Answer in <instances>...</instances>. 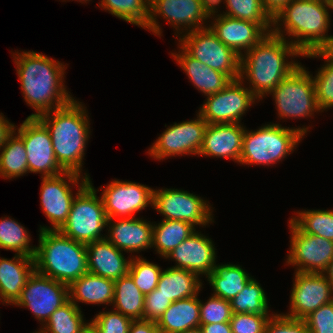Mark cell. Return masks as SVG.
Instances as JSON below:
<instances>
[{"instance_id":"20","label":"cell","mask_w":333,"mask_h":333,"mask_svg":"<svg viewBox=\"0 0 333 333\" xmlns=\"http://www.w3.org/2000/svg\"><path fill=\"white\" fill-rule=\"evenodd\" d=\"M215 13L218 11L212 9L209 18L213 21L208 26L223 44L240 57L268 34L255 22Z\"/></svg>"},{"instance_id":"55","label":"cell","mask_w":333,"mask_h":333,"mask_svg":"<svg viewBox=\"0 0 333 333\" xmlns=\"http://www.w3.org/2000/svg\"><path fill=\"white\" fill-rule=\"evenodd\" d=\"M181 333H203V332H202L200 327H197V328L186 330V331L181 332Z\"/></svg>"},{"instance_id":"46","label":"cell","mask_w":333,"mask_h":333,"mask_svg":"<svg viewBox=\"0 0 333 333\" xmlns=\"http://www.w3.org/2000/svg\"><path fill=\"white\" fill-rule=\"evenodd\" d=\"M304 320L310 333H333V301L322 305Z\"/></svg>"},{"instance_id":"8","label":"cell","mask_w":333,"mask_h":333,"mask_svg":"<svg viewBox=\"0 0 333 333\" xmlns=\"http://www.w3.org/2000/svg\"><path fill=\"white\" fill-rule=\"evenodd\" d=\"M280 119L311 118L322 112L317 104L312 74L301 64L270 93Z\"/></svg>"},{"instance_id":"47","label":"cell","mask_w":333,"mask_h":333,"mask_svg":"<svg viewBox=\"0 0 333 333\" xmlns=\"http://www.w3.org/2000/svg\"><path fill=\"white\" fill-rule=\"evenodd\" d=\"M171 304L167 297L158 293L157 288L154 289L145 295L143 319L157 322Z\"/></svg>"},{"instance_id":"14","label":"cell","mask_w":333,"mask_h":333,"mask_svg":"<svg viewBox=\"0 0 333 333\" xmlns=\"http://www.w3.org/2000/svg\"><path fill=\"white\" fill-rule=\"evenodd\" d=\"M68 300L69 285L34 271L13 305L30 309L43 326L51 314Z\"/></svg>"},{"instance_id":"57","label":"cell","mask_w":333,"mask_h":333,"mask_svg":"<svg viewBox=\"0 0 333 333\" xmlns=\"http://www.w3.org/2000/svg\"><path fill=\"white\" fill-rule=\"evenodd\" d=\"M328 5H329L330 10H333V0H329Z\"/></svg>"},{"instance_id":"30","label":"cell","mask_w":333,"mask_h":333,"mask_svg":"<svg viewBox=\"0 0 333 333\" xmlns=\"http://www.w3.org/2000/svg\"><path fill=\"white\" fill-rule=\"evenodd\" d=\"M212 286L213 296L231 301L252 278L240 265L216 264L214 270L206 277Z\"/></svg>"},{"instance_id":"4","label":"cell","mask_w":333,"mask_h":333,"mask_svg":"<svg viewBox=\"0 0 333 333\" xmlns=\"http://www.w3.org/2000/svg\"><path fill=\"white\" fill-rule=\"evenodd\" d=\"M329 10L326 1L291 0L273 18L272 32L284 39L291 36L288 41L303 55L320 50L330 37Z\"/></svg>"},{"instance_id":"40","label":"cell","mask_w":333,"mask_h":333,"mask_svg":"<svg viewBox=\"0 0 333 333\" xmlns=\"http://www.w3.org/2000/svg\"><path fill=\"white\" fill-rule=\"evenodd\" d=\"M307 58H322L324 65L318 69L315 77V93L319 109L323 112L333 107V61L328 59L320 50L304 54ZM326 62V63H325Z\"/></svg>"},{"instance_id":"16","label":"cell","mask_w":333,"mask_h":333,"mask_svg":"<svg viewBox=\"0 0 333 333\" xmlns=\"http://www.w3.org/2000/svg\"><path fill=\"white\" fill-rule=\"evenodd\" d=\"M14 132L24 142L29 173H40L42 178L64 172L55 158L49 130L38 118L27 117Z\"/></svg>"},{"instance_id":"49","label":"cell","mask_w":333,"mask_h":333,"mask_svg":"<svg viewBox=\"0 0 333 333\" xmlns=\"http://www.w3.org/2000/svg\"><path fill=\"white\" fill-rule=\"evenodd\" d=\"M15 126L0 113V148L7 142V139L14 133Z\"/></svg>"},{"instance_id":"58","label":"cell","mask_w":333,"mask_h":333,"mask_svg":"<svg viewBox=\"0 0 333 333\" xmlns=\"http://www.w3.org/2000/svg\"><path fill=\"white\" fill-rule=\"evenodd\" d=\"M64 1V0H63ZM73 1V0H72ZM76 1V0H75ZM78 2H81V3H87V1L89 2L90 0H77Z\"/></svg>"},{"instance_id":"28","label":"cell","mask_w":333,"mask_h":333,"mask_svg":"<svg viewBox=\"0 0 333 333\" xmlns=\"http://www.w3.org/2000/svg\"><path fill=\"white\" fill-rule=\"evenodd\" d=\"M156 324L160 333H181L200 327L198 295L172 302Z\"/></svg>"},{"instance_id":"53","label":"cell","mask_w":333,"mask_h":333,"mask_svg":"<svg viewBox=\"0 0 333 333\" xmlns=\"http://www.w3.org/2000/svg\"><path fill=\"white\" fill-rule=\"evenodd\" d=\"M324 274L327 277L328 281L331 283L333 289V260L329 263Z\"/></svg>"},{"instance_id":"13","label":"cell","mask_w":333,"mask_h":333,"mask_svg":"<svg viewBox=\"0 0 333 333\" xmlns=\"http://www.w3.org/2000/svg\"><path fill=\"white\" fill-rule=\"evenodd\" d=\"M152 207L164 220H181L202 227L214 222L209 202L183 189H154Z\"/></svg>"},{"instance_id":"3","label":"cell","mask_w":333,"mask_h":333,"mask_svg":"<svg viewBox=\"0 0 333 333\" xmlns=\"http://www.w3.org/2000/svg\"><path fill=\"white\" fill-rule=\"evenodd\" d=\"M75 98L38 119L49 130L55 158L64 171L83 173L85 148L91 135L87 108Z\"/></svg>"},{"instance_id":"2","label":"cell","mask_w":333,"mask_h":333,"mask_svg":"<svg viewBox=\"0 0 333 333\" xmlns=\"http://www.w3.org/2000/svg\"><path fill=\"white\" fill-rule=\"evenodd\" d=\"M300 56L304 55L288 40L268 33L240 57L239 79L247 80L250 84L247 88L261 100L301 65L292 60Z\"/></svg>"},{"instance_id":"39","label":"cell","mask_w":333,"mask_h":333,"mask_svg":"<svg viewBox=\"0 0 333 333\" xmlns=\"http://www.w3.org/2000/svg\"><path fill=\"white\" fill-rule=\"evenodd\" d=\"M290 220L304 233L333 241V210H301Z\"/></svg>"},{"instance_id":"29","label":"cell","mask_w":333,"mask_h":333,"mask_svg":"<svg viewBox=\"0 0 333 333\" xmlns=\"http://www.w3.org/2000/svg\"><path fill=\"white\" fill-rule=\"evenodd\" d=\"M194 272L185 269L168 267L162 270L157 289L171 302L193 297L199 294L202 288V280Z\"/></svg>"},{"instance_id":"12","label":"cell","mask_w":333,"mask_h":333,"mask_svg":"<svg viewBox=\"0 0 333 333\" xmlns=\"http://www.w3.org/2000/svg\"><path fill=\"white\" fill-rule=\"evenodd\" d=\"M244 82L231 80L223 90L206 96L198 113L208 124L241 123L250 106L259 101Z\"/></svg>"},{"instance_id":"23","label":"cell","mask_w":333,"mask_h":333,"mask_svg":"<svg viewBox=\"0 0 333 333\" xmlns=\"http://www.w3.org/2000/svg\"><path fill=\"white\" fill-rule=\"evenodd\" d=\"M245 128L241 123L207 124L198 156L220 157L239 163Z\"/></svg>"},{"instance_id":"24","label":"cell","mask_w":333,"mask_h":333,"mask_svg":"<svg viewBox=\"0 0 333 333\" xmlns=\"http://www.w3.org/2000/svg\"><path fill=\"white\" fill-rule=\"evenodd\" d=\"M86 252L90 273L115 281L129 272L131 257L126 259L107 238L86 244Z\"/></svg>"},{"instance_id":"42","label":"cell","mask_w":333,"mask_h":333,"mask_svg":"<svg viewBox=\"0 0 333 333\" xmlns=\"http://www.w3.org/2000/svg\"><path fill=\"white\" fill-rule=\"evenodd\" d=\"M111 310L100 311L90 320L89 323L95 333H129V328L133 320L114 309Z\"/></svg>"},{"instance_id":"25","label":"cell","mask_w":333,"mask_h":333,"mask_svg":"<svg viewBox=\"0 0 333 333\" xmlns=\"http://www.w3.org/2000/svg\"><path fill=\"white\" fill-rule=\"evenodd\" d=\"M35 271L34 258L15 254L13 259L0 257V301L13 305L29 277Z\"/></svg>"},{"instance_id":"26","label":"cell","mask_w":333,"mask_h":333,"mask_svg":"<svg viewBox=\"0 0 333 333\" xmlns=\"http://www.w3.org/2000/svg\"><path fill=\"white\" fill-rule=\"evenodd\" d=\"M178 53H171L178 65L188 76L195 88L204 96L223 90L231 81L224 73L211 69L199 60L191 57L180 45Z\"/></svg>"},{"instance_id":"37","label":"cell","mask_w":333,"mask_h":333,"mask_svg":"<svg viewBox=\"0 0 333 333\" xmlns=\"http://www.w3.org/2000/svg\"><path fill=\"white\" fill-rule=\"evenodd\" d=\"M230 305L233 313L272 315L268 311L269 304L266 293L253 277L243 290L230 301Z\"/></svg>"},{"instance_id":"56","label":"cell","mask_w":333,"mask_h":333,"mask_svg":"<svg viewBox=\"0 0 333 333\" xmlns=\"http://www.w3.org/2000/svg\"><path fill=\"white\" fill-rule=\"evenodd\" d=\"M205 1H207L213 7L217 0H205Z\"/></svg>"},{"instance_id":"5","label":"cell","mask_w":333,"mask_h":333,"mask_svg":"<svg viewBox=\"0 0 333 333\" xmlns=\"http://www.w3.org/2000/svg\"><path fill=\"white\" fill-rule=\"evenodd\" d=\"M34 255L35 271L70 285L88 272L86 245L59 230H42Z\"/></svg>"},{"instance_id":"17","label":"cell","mask_w":333,"mask_h":333,"mask_svg":"<svg viewBox=\"0 0 333 333\" xmlns=\"http://www.w3.org/2000/svg\"><path fill=\"white\" fill-rule=\"evenodd\" d=\"M290 250L287 265L296 266V272L324 273L333 260V241L302 232L291 220Z\"/></svg>"},{"instance_id":"52","label":"cell","mask_w":333,"mask_h":333,"mask_svg":"<svg viewBox=\"0 0 333 333\" xmlns=\"http://www.w3.org/2000/svg\"><path fill=\"white\" fill-rule=\"evenodd\" d=\"M320 51L330 60L333 61V35H330L327 43L320 49Z\"/></svg>"},{"instance_id":"54","label":"cell","mask_w":333,"mask_h":333,"mask_svg":"<svg viewBox=\"0 0 333 333\" xmlns=\"http://www.w3.org/2000/svg\"><path fill=\"white\" fill-rule=\"evenodd\" d=\"M79 333H95L93 327L89 323L83 330H81Z\"/></svg>"},{"instance_id":"7","label":"cell","mask_w":333,"mask_h":333,"mask_svg":"<svg viewBox=\"0 0 333 333\" xmlns=\"http://www.w3.org/2000/svg\"><path fill=\"white\" fill-rule=\"evenodd\" d=\"M77 187L68 218L59 231L86 245L106 238L101 231L107 227V217L102 199L96 193L99 190L94 188L91 179Z\"/></svg>"},{"instance_id":"34","label":"cell","mask_w":333,"mask_h":333,"mask_svg":"<svg viewBox=\"0 0 333 333\" xmlns=\"http://www.w3.org/2000/svg\"><path fill=\"white\" fill-rule=\"evenodd\" d=\"M83 317L81 309L69 299L35 333H79L89 324Z\"/></svg>"},{"instance_id":"22","label":"cell","mask_w":333,"mask_h":333,"mask_svg":"<svg viewBox=\"0 0 333 333\" xmlns=\"http://www.w3.org/2000/svg\"><path fill=\"white\" fill-rule=\"evenodd\" d=\"M106 229V238L122 252L139 253L152 248L153 222L140 217L111 218L107 219Z\"/></svg>"},{"instance_id":"1","label":"cell","mask_w":333,"mask_h":333,"mask_svg":"<svg viewBox=\"0 0 333 333\" xmlns=\"http://www.w3.org/2000/svg\"><path fill=\"white\" fill-rule=\"evenodd\" d=\"M14 53L12 58L16 64L21 92L25 102L35 110L28 118H38L64 107L74 99L63 82L67 69L64 63L33 50Z\"/></svg>"},{"instance_id":"48","label":"cell","mask_w":333,"mask_h":333,"mask_svg":"<svg viewBox=\"0 0 333 333\" xmlns=\"http://www.w3.org/2000/svg\"><path fill=\"white\" fill-rule=\"evenodd\" d=\"M129 333H160L157 327L156 322L149 320H133Z\"/></svg>"},{"instance_id":"35","label":"cell","mask_w":333,"mask_h":333,"mask_svg":"<svg viewBox=\"0 0 333 333\" xmlns=\"http://www.w3.org/2000/svg\"><path fill=\"white\" fill-rule=\"evenodd\" d=\"M221 2L226 3L228 9L221 14L255 22L267 33L272 32L273 18L264 9L261 0H217L213 6L215 11H218Z\"/></svg>"},{"instance_id":"21","label":"cell","mask_w":333,"mask_h":333,"mask_svg":"<svg viewBox=\"0 0 333 333\" xmlns=\"http://www.w3.org/2000/svg\"><path fill=\"white\" fill-rule=\"evenodd\" d=\"M215 250L213 241L196 230L165 259H173L176 262V265L172 266L174 268L185 269L207 277L216 266Z\"/></svg>"},{"instance_id":"27","label":"cell","mask_w":333,"mask_h":333,"mask_svg":"<svg viewBox=\"0 0 333 333\" xmlns=\"http://www.w3.org/2000/svg\"><path fill=\"white\" fill-rule=\"evenodd\" d=\"M69 299L78 307V302L94 305H112L114 280L87 272L69 285Z\"/></svg>"},{"instance_id":"38","label":"cell","mask_w":333,"mask_h":333,"mask_svg":"<svg viewBox=\"0 0 333 333\" xmlns=\"http://www.w3.org/2000/svg\"><path fill=\"white\" fill-rule=\"evenodd\" d=\"M99 8L108 11L138 27H146L149 18V0H101Z\"/></svg>"},{"instance_id":"43","label":"cell","mask_w":333,"mask_h":333,"mask_svg":"<svg viewBox=\"0 0 333 333\" xmlns=\"http://www.w3.org/2000/svg\"><path fill=\"white\" fill-rule=\"evenodd\" d=\"M207 302L200 304V325L229 322L232 317L230 301L211 296Z\"/></svg>"},{"instance_id":"11","label":"cell","mask_w":333,"mask_h":333,"mask_svg":"<svg viewBox=\"0 0 333 333\" xmlns=\"http://www.w3.org/2000/svg\"><path fill=\"white\" fill-rule=\"evenodd\" d=\"M89 179L90 176L86 172L83 176V174L79 175L69 171H64L56 176L42 177L40 189L41 208L50 221L52 228L40 225L39 231L59 230L63 226L68 218L71 204L75 197L73 196L72 186L87 184Z\"/></svg>"},{"instance_id":"36","label":"cell","mask_w":333,"mask_h":333,"mask_svg":"<svg viewBox=\"0 0 333 333\" xmlns=\"http://www.w3.org/2000/svg\"><path fill=\"white\" fill-rule=\"evenodd\" d=\"M28 230L11 217L0 219V248L16 254L34 257L36 246L30 245Z\"/></svg>"},{"instance_id":"33","label":"cell","mask_w":333,"mask_h":333,"mask_svg":"<svg viewBox=\"0 0 333 333\" xmlns=\"http://www.w3.org/2000/svg\"><path fill=\"white\" fill-rule=\"evenodd\" d=\"M0 151L1 178L12 180L29 173L24 142L15 132L7 139Z\"/></svg>"},{"instance_id":"45","label":"cell","mask_w":333,"mask_h":333,"mask_svg":"<svg viewBox=\"0 0 333 333\" xmlns=\"http://www.w3.org/2000/svg\"><path fill=\"white\" fill-rule=\"evenodd\" d=\"M264 333H310L305 320L281 314H272L267 321Z\"/></svg>"},{"instance_id":"31","label":"cell","mask_w":333,"mask_h":333,"mask_svg":"<svg viewBox=\"0 0 333 333\" xmlns=\"http://www.w3.org/2000/svg\"><path fill=\"white\" fill-rule=\"evenodd\" d=\"M196 228L181 220H162L153 224L152 248L164 259L170 252L188 238Z\"/></svg>"},{"instance_id":"6","label":"cell","mask_w":333,"mask_h":333,"mask_svg":"<svg viewBox=\"0 0 333 333\" xmlns=\"http://www.w3.org/2000/svg\"><path fill=\"white\" fill-rule=\"evenodd\" d=\"M310 127H283L279 123L265 124L256 131L245 128L241 165L271 166L285 159L301 142Z\"/></svg>"},{"instance_id":"18","label":"cell","mask_w":333,"mask_h":333,"mask_svg":"<svg viewBox=\"0 0 333 333\" xmlns=\"http://www.w3.org/2000/svg\"><path fill=\"white\" fill-rule=\"evenodd\" d=\"M154 189L132 181L115 179L102 190V202L107 219L132 218L135 213L153 206Z\"/></svg>"},{"instance_id":"15","label":"cell","mask_w":333,"mask_h":333,"mask_svg":"<svg viewBox=\"0 0 333 333\" xmlns=\"http://www.w3.org/2000/svg\"><path fill=\"white\" fill-rule=\"evenodd\" d=\"M196 118L168 126L147 153L156 160L177 155H198L208 123L199 113Z\"/></svg>"},{"instance_id":"51","label":"cell","mask_w":333,"mask_h":333,"mask_svg":"<svg viewBox=\"0 0 333 333\" xmlns=\"http://www.w3.org/2000/svg\"><path fill=\"white\" fill-rule=\"evenodd\" d=\"M203 333H233L230 322L200 325Z\"/></svg>"},{"instance_id":"50","label":"cell","mask_w":333,"mask_h":333,"mask_svg":"<svg viewBox=\"0 0 333 333\" xmlns=\"http://www.w3.org/2000/svg\"><path fill=\"white\" fill-rule=\"evenodd\" d=\"M291 0H261L264 9L274 18Z\"/></svg>"},{"instance_id":"9","label":"cell","mask_w":333,"mask_h":333,"mask_svg":"<svg viewBox=\"0 0 333 333\" xmlns=\"http://www.w3.org/2000/svg\"><path fill=\"white\" fill-rule=\"evenodd\" d=\"M212 9L205 0H149V18L145 29L152 31L154 35L162 36L157 22L160 15L175 28V36L180 37L182 33L207 27Z\"/></svg>"},{"instance_id":"19","label":"cell","mask_w":333,"mask_h":333,"mask_svg":"<svg viewBox=\"0 0 333 333\" xmlns=\"http://www.w3.org/2000/svg\"><path fill=\"white\" fill-rule=\"evenodd\" d=\"M290 310L284 315L304 320L322 305L333 301V289L324 273L295 272Z\"/></svg>"},{"instance_id":"44","label":"cell","mask_w":333,"mask_h":333,"mask_svg":"<svg viewBox=\"0 0 333 333\" xmlns=\"http://www.w3.org/2000/svg\"><path fill=\"white\" fill-rule=\"evenodd\" d=\"M270 315L233 313L230 326L233 333H264Z\"/></svg>"},{"instance_id":"10","label":"cell","mask_w":333,"mask_h":333,"mask_svg":"<svg viewBox=\"0 0 333 333\" xmlns=\"http://www.w3.org/2000/svg\"><path fill=\"white\" fill-rule=\"evenodd\" d=\"M179 45L193 58L231 80L240 77V56L223 44L209 26L182 34Z\"/></svg>"},{"instance_id":"41","label":"cell","mask_w":333,"mask_h":333,"mask_svg":"<svg viewBox=\"0 0 333 333\" xmlns=\"http://www.w3.org/2000/svg\"><path fill=\"white\" fill-rule=\"evenodd\" d=\"M162 268L145 258L132 256L128 274L138 289L147 295L157 288Z\"/></svg>"},{"instance_id":"32","label":"cell","mask_w":333,"mask_h":333,"mask_svg":"<svg viewBox=\"0 0 333 333\" xmlns=\"http://www.w3.org/2000/svg\"><path fill=\"white\" fill-rule=\"evenodd\" d=\"M145 295L134 284L129 274L114 281L112 307L132 320L143 319Z\"/></svg>"}]
</instances>
